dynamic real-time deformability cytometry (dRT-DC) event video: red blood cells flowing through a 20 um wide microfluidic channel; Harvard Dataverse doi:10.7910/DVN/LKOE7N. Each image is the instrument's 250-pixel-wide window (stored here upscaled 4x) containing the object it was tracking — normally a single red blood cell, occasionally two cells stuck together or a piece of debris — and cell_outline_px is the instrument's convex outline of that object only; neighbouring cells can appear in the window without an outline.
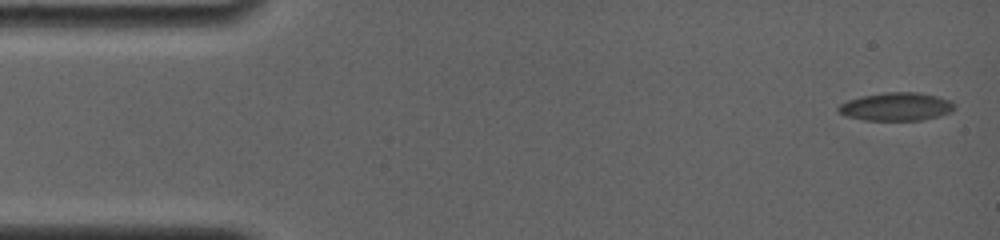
{"species": "common noctule bat (a hibernating species)", "species_latin": "Nyctalus noctula", "temperature_condition": "room temperature", "stored_images_in_passage": 52, "camera_frame_rate_fps": 4000, "um_per_image_px": 0.085, "animal": {"sex": "female", "body_mass_g": 19.0, "forearm_length_mm": 56.7}, "frame": {"image": 1, "passage_image": 1, "time_ms": 0.0, "image_size_px": [1000, 240], "cell_outline_px": [[952, 108], [948, 112], [936, 116], [920, 120], [864, 120], [844, 116], [836, 108], [840, 104], [848, 100], [860, 96], [884, 92], [920, 92], [936, 96], [948, 100], [952, 104]], "centroid_in_image_um": [76.08, 9.05], "position_along_channel_um": 8.9, "area_um2": 18.79}}
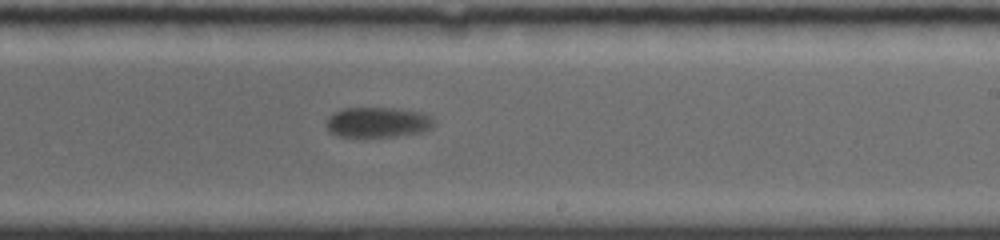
{"frame": {"image": 2, "passage_image": 22, "time_ms": 10.0, "image_size_px": [1000, 240], "cell_outline_px": [[436, 120], [432, 128], [420, 132], [396, 136], [340, 136], [328, 132], [324, 124], [328, 116], [340, 108], [392, 108], [424, 112]], "centroid_in_image_um": [32.08, 10.38], "position_along_channel_um": 256.9, "area_um2": 19.19}}
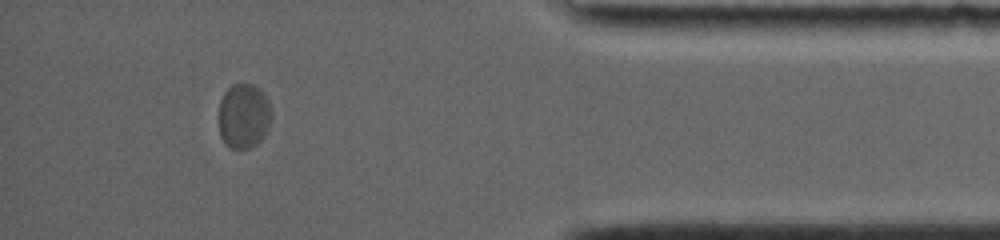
{"frame": {"image": 3, "passage_image": 44, "time_ms": 15.0, "image_size_px": [1000, 240], "cell_outline_px": [[272, 116], [268, 128], [260, 140], [256, 144], [248, 148], [232, 148], [220, 136], [220, 100], [224, 92], [232, 84], [252, 84], [260, 88], [264, 92], [268, 100]], "centroid_in_image_um": [20.74, 9.82], "position_along_channel_um": 414.5, "area_um2": 19.77}, "authors_computed_cell_mechanics": {"area_um2": 19.2474, "velocity_mm_per_s": 3.6661, "shape_relaxation_time_tau1_ms": 2.1337, "shape_relaxation_time_tau2_ms": null, "deformation_change_tau1": 0.0389, "deformation_change_tau2": null}}